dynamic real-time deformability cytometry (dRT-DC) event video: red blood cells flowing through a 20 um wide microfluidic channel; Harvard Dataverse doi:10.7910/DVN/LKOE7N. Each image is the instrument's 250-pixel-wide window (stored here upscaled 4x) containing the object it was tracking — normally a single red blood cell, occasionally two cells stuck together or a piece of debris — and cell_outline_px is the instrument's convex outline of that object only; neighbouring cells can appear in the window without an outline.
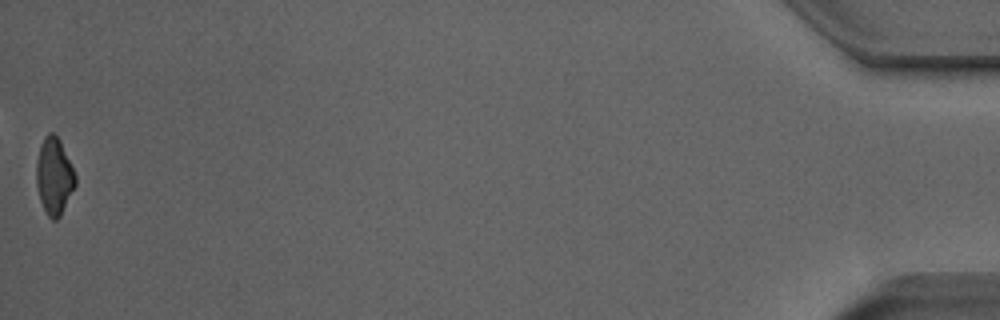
{"species": "Egyptian fruit bat (a non-hibernating species)", "species_latin": "Rousettus aegyptiacus", "temperature_condition": "room temperature", "stored_images_in_passage": 45, "camera_frame_rate_fps": 3000, "um_per_image_px": 0.085, "animal": {"sex": "male"}, "frame": {"image": 1, "passage_image": 45, "time_ms": 14.667, "image_size_px": [1000, 320], "cell_outline_px": [[76, 184], [60, 216], [56, 220], [52, 220], [48, 216], [40, 200], [36, 184], [36, 164], [40, 144], [44, 136], [48, 132], [52, 132], [60, 140], [76, 176]], "centroid_in_image_um": [4.59, 14.96], "position_along_channel_um": 430.6, "area_um2": 17.34}, "authors_computed_cell_mechanics": {"area_um2": 18.5538, "velocity_mm_per_s": 3.8675, "shape_relaxation_time_tau1_ms": 5.9474, "shape_relaxation_time_tau2_ms": 4.3591, "deformation_change_tau1": 0.1832, "deformation_change_tau2": 0.1496}}